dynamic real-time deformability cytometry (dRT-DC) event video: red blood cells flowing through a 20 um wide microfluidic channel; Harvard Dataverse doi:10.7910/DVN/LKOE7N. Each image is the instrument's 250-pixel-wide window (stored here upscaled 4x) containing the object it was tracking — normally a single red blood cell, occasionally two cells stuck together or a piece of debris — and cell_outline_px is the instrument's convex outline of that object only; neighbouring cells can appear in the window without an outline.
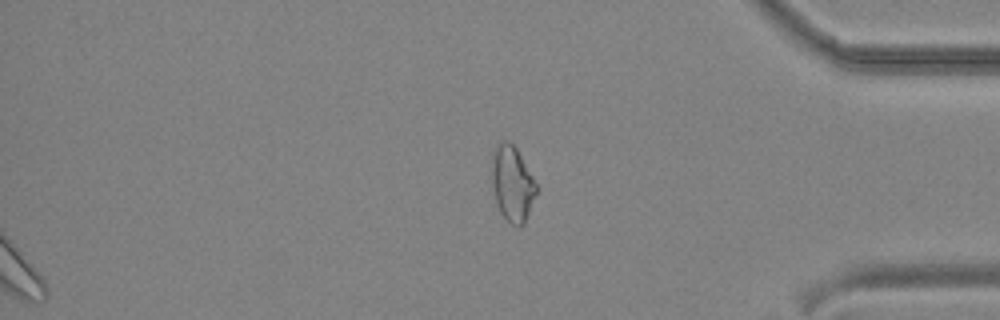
{"species": "common noctule bat (a hibernating species)", "species_latin": "Nyctalus noctula", "temperature_condition": "cold", "stored_images_in_passage": 38, "segment_of_instrument_passage": [2, 2], "camera_frame_rate_fps": 3000, "um_per_image_px": 0.085, "animal": {"sex": "male", "body_mass_g": 19.2, "forearm_length_mm": 51.8}, "frame": {"image": 1, "passage_image": 38, "time_ms": 12.333, "image_size_px": [1000, 320], "cell_outline_px": [[536, 192], [524, 224], [512, 224], [500, 212], [496, 200], [492, 184], [492, 148], [496, 144], [504, 140], [508, 140], [516, 148], [532, 176], [536, 184]], "centroid_in_image_um": [43.51, 15.55], "position_along_channel_um": 391.7, "area_um2": 19.13}}